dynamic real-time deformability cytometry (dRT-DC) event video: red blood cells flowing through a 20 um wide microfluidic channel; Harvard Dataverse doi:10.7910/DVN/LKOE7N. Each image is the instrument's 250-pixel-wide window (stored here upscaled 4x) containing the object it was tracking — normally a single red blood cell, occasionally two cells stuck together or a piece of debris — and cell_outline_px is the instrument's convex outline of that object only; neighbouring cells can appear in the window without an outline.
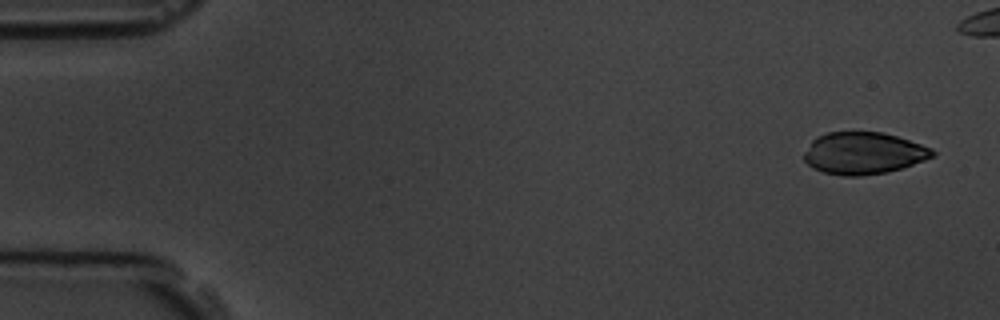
{"species": "common noctule bat (a hibernating species)", "species_latin": "Nyctalus noctula", "temperature_condition": "room temperature", "stored_images_in_passage": 5, "segment_of_instrument_passage": [2, 2], "camera_frame_rate_fps": 3000, "um_per_image_px": 0.085, "animal": {"sex": "male", "body_mass_g": 19.5, "forearm_length_mm": 54.6}, "frame": {"image": 1, "passage_image": 5, "time_ms": 5.333, "image_size_px": [1000, 320], "cell_outline_px": [[936, 156], [888, 172], [860, 176], [844, 176], [824, 172], [812, 168], [804, 160], [804, 152], [812, 140], [816, 136], [828, 132], [884, 132], [932, 148], [936, 152]], "centroid_in_image_um": [73.38, 13.02], "position_along_channel_um": 11.6, "area_um2": 31.44}}